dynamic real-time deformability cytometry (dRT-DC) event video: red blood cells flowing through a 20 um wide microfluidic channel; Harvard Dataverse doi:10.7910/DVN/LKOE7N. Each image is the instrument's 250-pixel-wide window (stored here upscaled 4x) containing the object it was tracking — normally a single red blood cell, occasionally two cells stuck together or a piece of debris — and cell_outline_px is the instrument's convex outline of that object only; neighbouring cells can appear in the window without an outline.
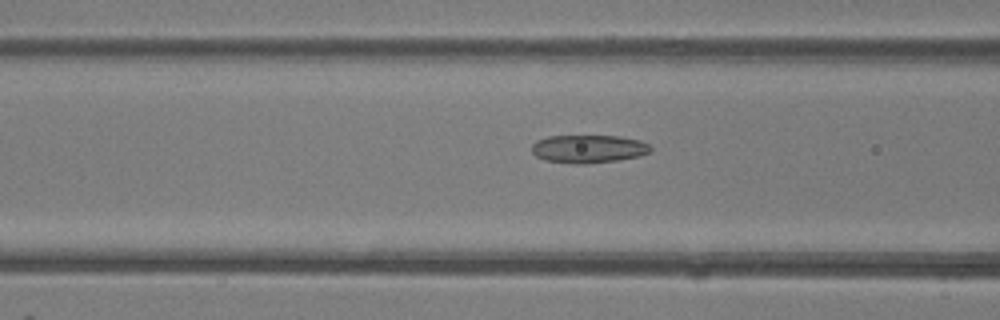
{"species": "common noctule bat (a hibernating species)", "species_latin": "Nyctalus noctula", "temperature_condition": "room temperature", "stored_images_in_passage": 37, "camera_frame_rate_fps": 3000, "um_per_image_px": 0.085, "animal": {"sex": "female"}, "frame": {"image": 1, "passage_image": 8, "time_ms": 2.333, "image_size_px": [1000, 320], "cell_outline_px": [[652, 152], [640, 156], [620, 160], [584, 164], [576, 164], [544, 160], [536, 156], [532, 152], [532, 144], [536, 140], [548, 136], [620, 136], [640, 140], [648, 144], [652, 148]], "centroid_in_image_um": [50.04, 12.66], "position_along_channel_um": 116.6, "area_um2": 19.65}}
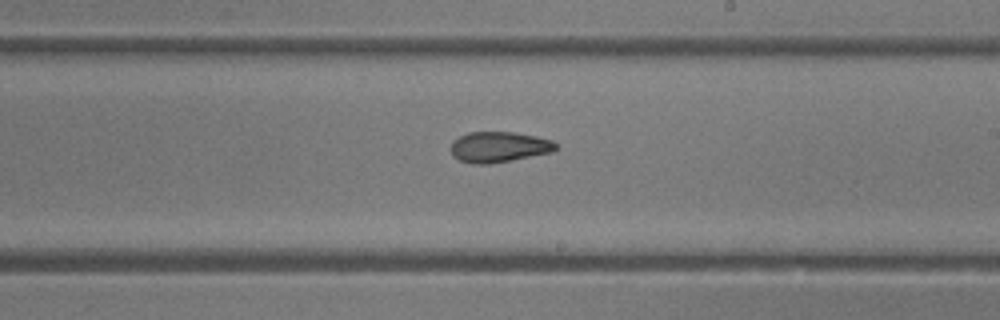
{"frame": {"image": 2, "passage_image": 17, "time_ms": 5.333, "image_size_px": [1000, 320], "cell_outline_px": [[556, 148], [552, 152], [488, 164], [472, 164], [460, 160], [452, 156], [452, 140], [468, 132], [516, 132], [536, 136], [552, 140], [556, 144]], "centroid_in_image_um": [42.39, 12.48], "position_along_channel_um": 246.6, "area_um2": 18.61}}
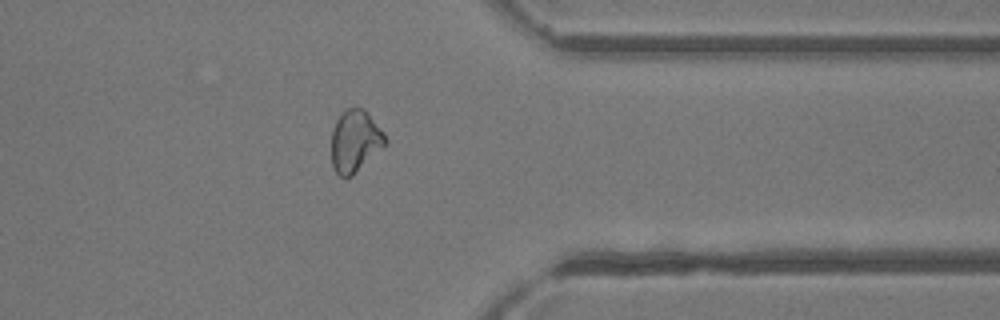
{"frame": {"image": 3, "passage_image": 27, "time_ms": 8.667, "image_size_px": [1000, 320], "cell_outline_px": [[388, 144], [352, 176], [340, 176], [332, 168], [332, 128], [336, 120], [348, 108], [364, 108], [384, 132], [388, 140]], "centroid_in_image_um": [30.21, 12.0], "position_along_channel_um": 381.2, "area_um2": 19.59}, "authors_computed_cell_mechanics": {"area_um2": 19.5942, "velocity_mm_per_s": 4.3199, "shape_relaxation_time_tau1_ms": null, "shape_relaxation_time_tau2_ms": 3.4154, "deformation_change_tau1": null, "deformation_change_tau2": 0.1098}}